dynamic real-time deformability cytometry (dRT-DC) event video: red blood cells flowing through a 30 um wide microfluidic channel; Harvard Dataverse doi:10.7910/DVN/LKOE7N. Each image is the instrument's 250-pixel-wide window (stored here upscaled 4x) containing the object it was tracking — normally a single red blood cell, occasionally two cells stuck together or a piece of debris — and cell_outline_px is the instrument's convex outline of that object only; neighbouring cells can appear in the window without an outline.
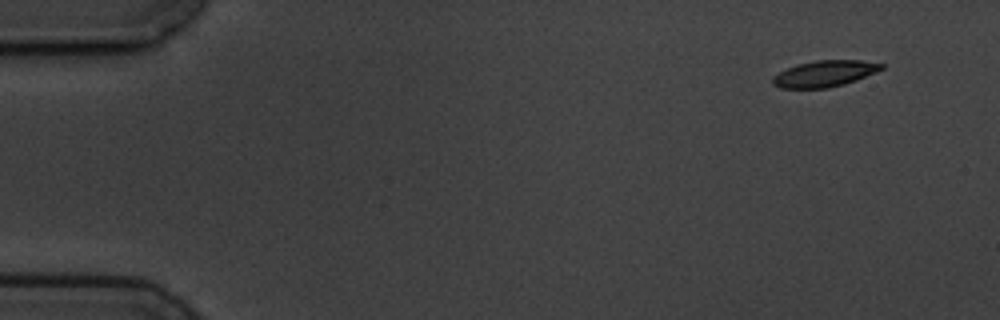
{"species": "common noctule bat (a hibernating species)", "species_latin": "Nyctalus noctula", "temperature_condition": "cold", "stored_images_in_passage": 5, "camera_frame_rate_fps": 3000, "um_per_image_px": 0.085, "animal": {"sex": "male", "body_mass_g": 19.5, "forearm_length_mm": 54.6}, "frame": {"image": 1, "passage_image": 1, "time_ms": 0.0, "image_size_px": [1000, 320], "cell_outline_px": [[884, 68], [876, 72], [856, 80], [844, 84], [828, 88], [780, 88], [772, 84], [772, 76], [796, 64], [816, 60], [860, 60], [884, 64]], "centroid_in_image_um": [70.08, 6.26], "position_along_channel_um": 14.9, "area_um2": 16.65}}
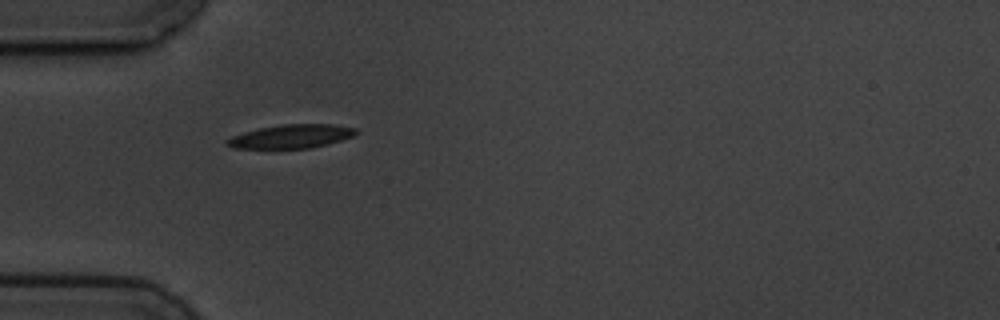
{"frame": {"image": 2, "passage_image": 4, "time_ms": 4.333, "image_size_px": [1000, 320], "cell_outline_px": [[360, 132], [352, 136], [328, 144], [312, 148], [232, 148], [224, 144], [224, 140], [232, 136], [244, 132], [260, 128], [284, 124], [336, 124], [356, 128]], "centroid_in_image_um": [24.76, 11.59], "position_along_channel_um": 60.2, "area_um2": 17.86}}